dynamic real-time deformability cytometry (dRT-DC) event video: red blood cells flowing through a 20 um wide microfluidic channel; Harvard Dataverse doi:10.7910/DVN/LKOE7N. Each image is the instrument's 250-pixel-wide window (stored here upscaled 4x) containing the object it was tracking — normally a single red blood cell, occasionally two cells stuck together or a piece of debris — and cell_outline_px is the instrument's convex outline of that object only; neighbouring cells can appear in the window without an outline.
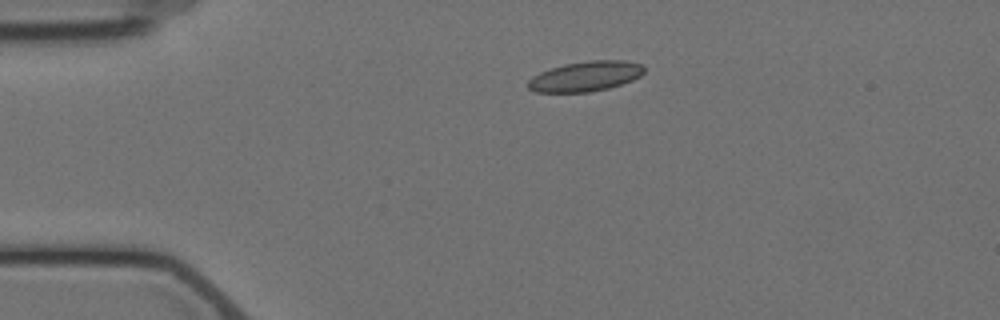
{"species": "Egyptian fruit bat (a non-hibernating species)", "species_latin": "Rousettus aegyptiacus", "temperature_condition": "cold", "stored_images_in_passage": 4, "camera_frame_rate_fps": 3000, "um_per_image_px": 0.085, "animal": {"sex": "female"}, "frame": {"image": 1, "passage_image": 3, "time_ms": 2.667, "image_size_px": [1000, 320], "cell_outline_px": [[644, 72], [640, 76], [632, 80], [608, 88], [588, 92], [536, 92], [528, 88], [528, 80], [532, 76], [540, 72], [564, 64], [588, 60], [624, 60], [640, 64], [644, 68]], "centroid_in_image_um": [49.75, 6.48], "position_along_channel_um": 35.2, "area_um2": 20.23}}